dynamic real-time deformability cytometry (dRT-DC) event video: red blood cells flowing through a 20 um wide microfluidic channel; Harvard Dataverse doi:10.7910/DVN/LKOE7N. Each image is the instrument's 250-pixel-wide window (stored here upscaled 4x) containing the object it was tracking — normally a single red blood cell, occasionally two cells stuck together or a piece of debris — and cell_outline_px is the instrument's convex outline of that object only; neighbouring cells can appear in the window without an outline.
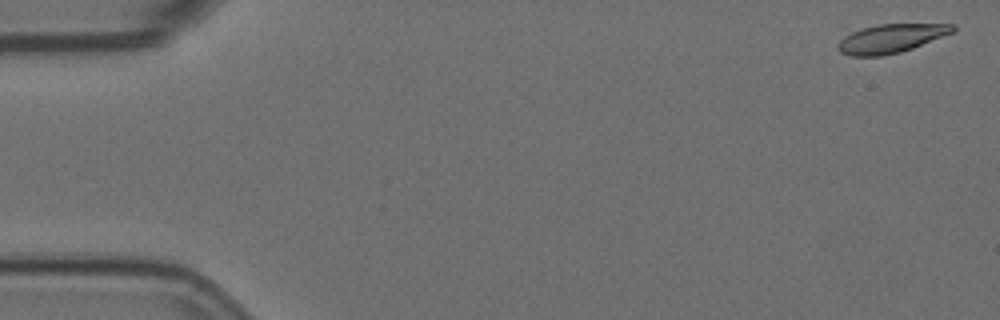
{"species": "Egyptian fruit bat (a non-hibernating species)", "species_latin": "Rousettus aegyptiacus", "temperature_condition": "room temperature", "stored_images_in_passage": 6, "camera_frame_rate_fps": 3000, "um_per_image_px": 0.085, "animal": {"sex": "female"}, "frame": {"image": 1, "passage_image": 1, "time_ms": 0.0, "image_size_px": [1000, 320], "cell_outline_px": [[956, 28], [952, 32], [912, 48], [900, 52], [880, 56], [848, 56], [840, 52], [836, 48], [836, 44], [844, 36], [852, 32], [876, 24], [956, 24]], "centroid_in_image_um": [75.67, 3.27], "position_along_channel_um": 9.3, "area_um2": 19.07}}
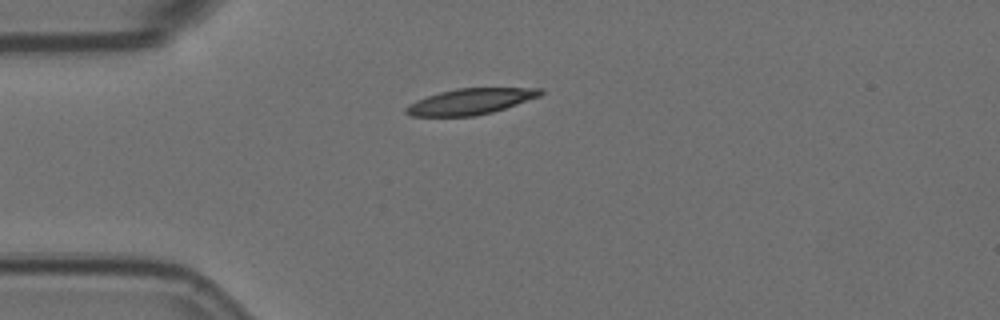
{"frame": {"image": 2, "passage_image": 5, "time_ms": 1.333, "image_size_px": [1000, 320], "cell_outline_px": [[544, 92], [540, 96], [492, 112], [476, 116], [412, 116], [404, 112], [404, 108], [408, 104], [416, 100], [440, 92], [456, 88], [544, 88]], "centroid_in_image_um": [39.97, 8.62], "position_along_channel_um": 45.0, "area_um2": 20.23}}